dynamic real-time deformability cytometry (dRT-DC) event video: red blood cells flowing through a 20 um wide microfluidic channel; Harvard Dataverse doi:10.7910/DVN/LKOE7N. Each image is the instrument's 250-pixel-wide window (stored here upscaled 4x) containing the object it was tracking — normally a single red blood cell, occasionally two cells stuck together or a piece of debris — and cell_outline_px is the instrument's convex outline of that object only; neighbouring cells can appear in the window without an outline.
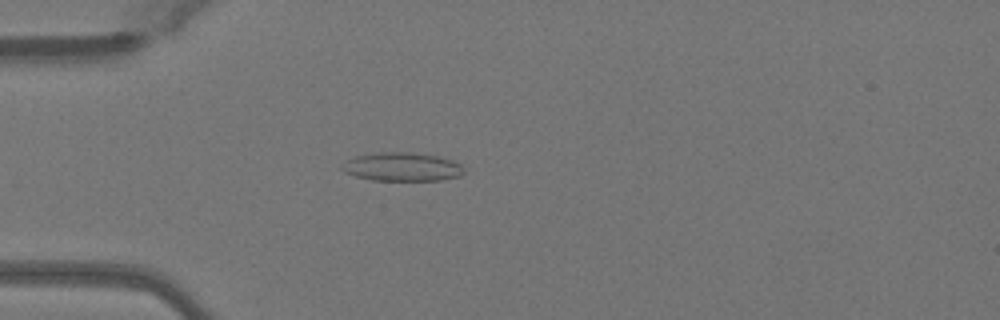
{"species": "Egyptian fruit bat (a non-hibernating species)", "species_latin": "Rousettus aegyptiacus", "temperature_condition": "warm", "stored_images_in_passage": 50, "camera_frame_rate_fps": 3000, "um_per_image_px": 0.085, "animal": {"sex": "female"}, "frame": {"image": 1, "passage_image": 14, "time_ms": 4.333, "image_size_px": [1000, 320], "cell_outline_px": [[464, 172], [460, 176], [440, 180], [372, 180], [356, 176], [344, 172], [340, 168], [348, 160], [356, 156], [380, 152], [408, 152], [436, 156], [452, 160], [460, 164], [464, 168]], "centroid_in_image_um": [34.19, 14.18], "position_along_channel_um": 50.8, "area_um2": 20.11}}
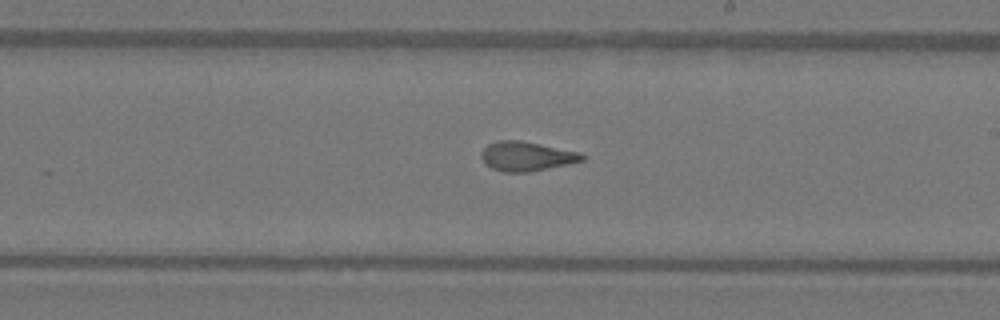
{"frame": {"image": 2, "passage_image": 29, "time_ms": 9.333, "image_size_px": [1000, 320], "cell_outline_px": [[584, 160], [568, 164], [528, 172], [504, 172], [492, 168], [484, 164], [480, 156], [480, 152], [488, 144], [500, 140], [520, 140], [580, 152], [584, 156]], "centroid_in_image_um": [44.72, 13.28], "position_along_channel_um": 244.3, "area_um2": 17.22}}
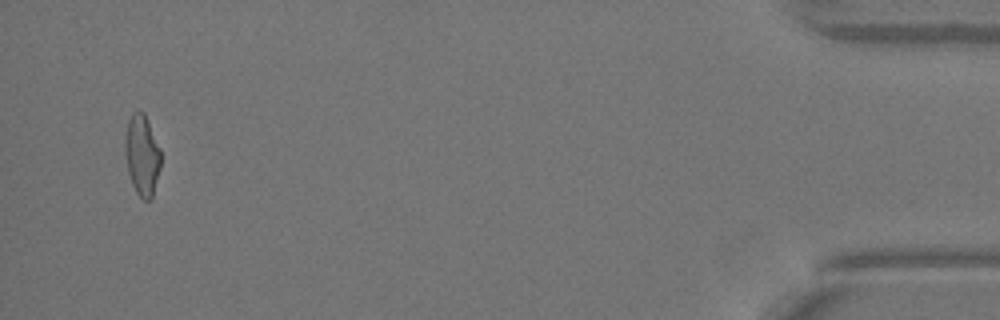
{"frame": {"image": 3, "passage_image": 48, "time_ms": 15.667, "image_size_px": [1000, 320], "cell_outline_px": [[160, 168], [152, 200], [144, 200], [136, 192], [132, 184], [128, 172], [124, 148], [124, 140], [128, 120], [132, 112], [144, 112], [148, 120], [160, 148]], "centroid_in_image_um": [12.07, 13.19], "position_along_channel_um": 423.1, "area_um2": 16.94}, "authors_computed_cell_mechanics": {"area_um2": 17.6001, "velocity_mm_per_s": 4.0941, "shape_relaxation_time_tau1_ms": null, "shape_relaxation_time_tau2_ms": 1.494, "deformation_change_tau1": null, "deformation_change_tau2": 0.0914}}